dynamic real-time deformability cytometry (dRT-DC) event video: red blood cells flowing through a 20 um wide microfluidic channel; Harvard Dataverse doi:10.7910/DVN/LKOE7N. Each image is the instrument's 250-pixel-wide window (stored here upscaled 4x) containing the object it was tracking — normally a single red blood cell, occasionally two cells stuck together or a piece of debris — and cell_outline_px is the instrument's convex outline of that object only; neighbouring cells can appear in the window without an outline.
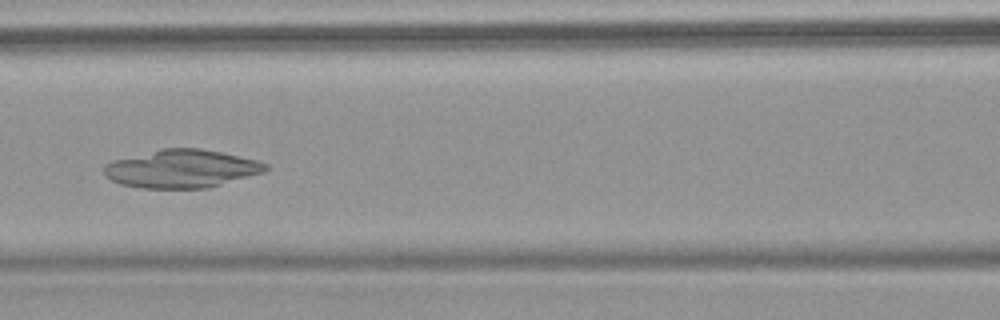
{"species": "common noctule bat (a hibernating species)", "species_latin": "Nyctalus noctula", "temperature_condition": "warm", "stored_images_in_passage": 6, "camera_frame_rate_fps": 3000, "um_per_image_px": 0.085, "animal": {"sex": "female", "body_mass_g": 18.4}, "frame": {"image": 1, "passage_image": 6, "time_ms": 6.667, "image_size_px": [1000, 320], "cell_outline_px": [[268, 168], [264, 172], [208, 188], [140, 188], [120, 184], [104, 176], [104, 164], [112, 160], [160, 148], [200, 148], [220, 152], [256, 160], [268, 164]], "centroid_in_image_um": [15.39, 14.34], "position_along_channel_um": 151.2, "area_um2": 35.95}}